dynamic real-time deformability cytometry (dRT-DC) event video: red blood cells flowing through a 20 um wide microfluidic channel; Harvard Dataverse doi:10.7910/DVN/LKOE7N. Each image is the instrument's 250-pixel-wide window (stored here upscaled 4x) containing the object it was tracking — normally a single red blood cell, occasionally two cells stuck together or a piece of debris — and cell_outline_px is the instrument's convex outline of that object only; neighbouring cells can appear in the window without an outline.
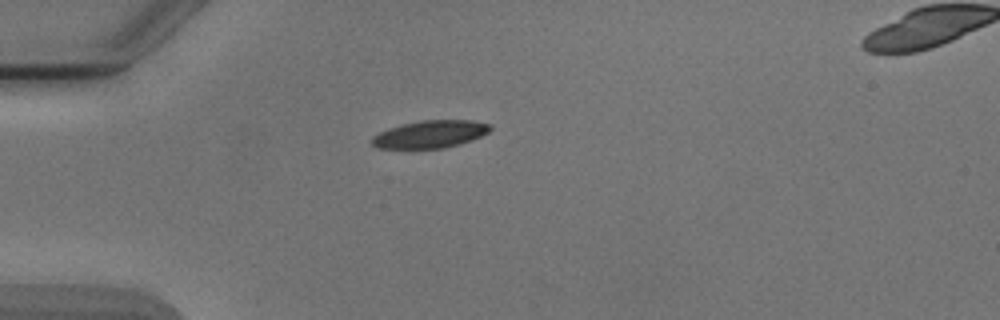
{"species": "Egyptian fruit bat (a non-hibernating species)", "species_latin": "Rousettus aegyptiacus", "temperature_condition": "cold", "stored_images_in_passage": 2, "segment_of_instrument_passage": [1, 2], "camera_frame_rate_fps": 3000, "um_per_image_px": 0.085, "animal": {"sex": "male"}, "frame": {"image": 1, "passage_image": 1, "time_ms": 0.0, "image_size_px": [1000, 320], "cell_outline_px": [[492, 128], [488, 132], [472, 140], [460, 144], [444, 148], [376, 148], [372, 144], [372, 136], [388, 128], [420, 120], [472, 120], [492, 124]], "centroid_in_image_um": [36.59, 11.4], "position_along_channel_um": 48.4, "area_um2": 18.96}}